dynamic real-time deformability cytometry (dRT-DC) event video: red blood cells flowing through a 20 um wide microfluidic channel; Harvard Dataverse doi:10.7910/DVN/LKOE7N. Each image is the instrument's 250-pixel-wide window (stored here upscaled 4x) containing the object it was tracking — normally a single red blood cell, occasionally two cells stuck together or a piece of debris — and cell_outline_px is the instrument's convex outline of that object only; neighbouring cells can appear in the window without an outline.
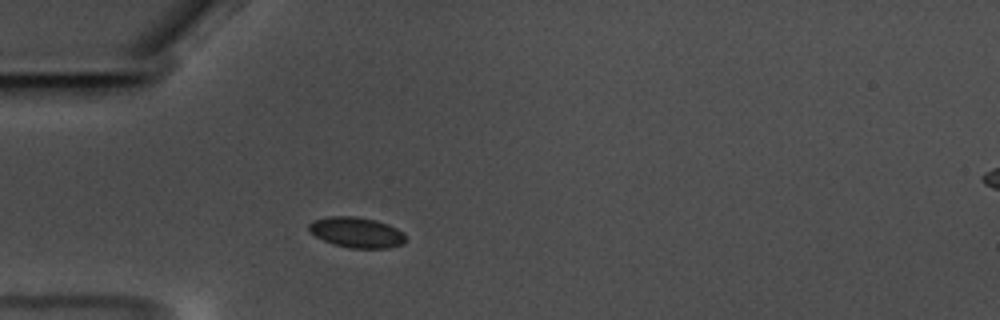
{"species": "common noctule bat (a hibernating species)", "species_latin": "Nyctalus noctula", "temperature_condition": "warm", "stored_images_in_passage": 42, "camera_frame_rate_fps": 3000, "um_per_image_px": 0.085, "animal": {"sex": "male", "body_mass_g": 17.5, "forearm_length_mm": 52.3}, "frame": {"image": 1, "passage_image": 1, "time_ms": 0.0, "image_size_px": [1000, 320], "cell_outline_px": [[408, 240], [400, 244], [388, 248], [352, 248], [336, 244], [324, 240], [308, 232], [308, 224], [312, 220], [328, 216], [356, 216], [376, 220], [388, 224], [404, 232]], "centroid_in_image_um": [30.31, 19.73], "position_along_channel_um": 54.7, "area_um2": 17.28}}
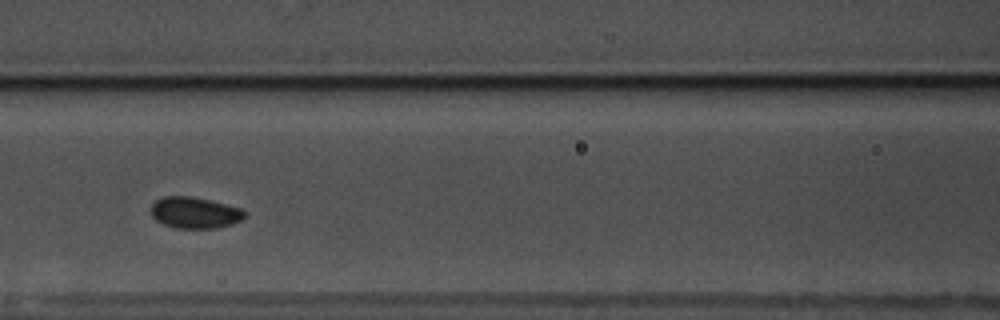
{"frame": {"image": 2, "passage_image": 10, "time_ms": 3.0, "image_size_px": [1000, 320], "cell_outline_px": [[248, 216], [232, 224], [216, 228], [176, 228], [164, 224], [156, 220], [152, 216], [152, 204], [156, 200], [164, 196], [192, 196], [240, 208]], "centroid_in_image_um": [16.55, 18.08], "position_along_channel_um": 150.0, "area_um2": 16.94}}
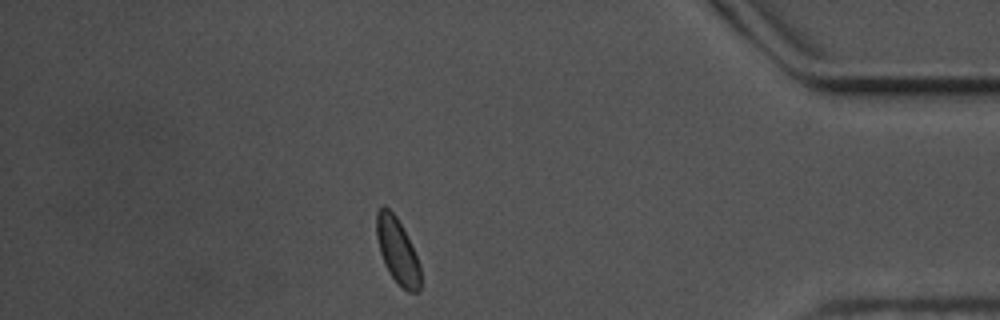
{"frame": {"image": 3, "passage_image": 35, "time_ms": 11.333, "image_size_px": [1000, 320], "cell_outline_px": [[420, 292], [408, 292], [392, 276], [384, 264], [380, 252], [376, 236], [376, 212], [384, 204], [396, 216], [416, 256], [420, 268]], "centroid_in_image_um": [33.75, 21.31], "position_along_channel_um": 401.4, "area_um2": 16.36}, "authors_computed_cell_mechanics": {"area_um2": 16.9354, "velocity_mm_per_s": 3.4699, "shape_relaxation_time_tau1_ms": 1.6528, "shape_relaxation_time_tau2_ms": null, "deformation_change_tau1": 0.0411, "deformation_change_tau2": null}}